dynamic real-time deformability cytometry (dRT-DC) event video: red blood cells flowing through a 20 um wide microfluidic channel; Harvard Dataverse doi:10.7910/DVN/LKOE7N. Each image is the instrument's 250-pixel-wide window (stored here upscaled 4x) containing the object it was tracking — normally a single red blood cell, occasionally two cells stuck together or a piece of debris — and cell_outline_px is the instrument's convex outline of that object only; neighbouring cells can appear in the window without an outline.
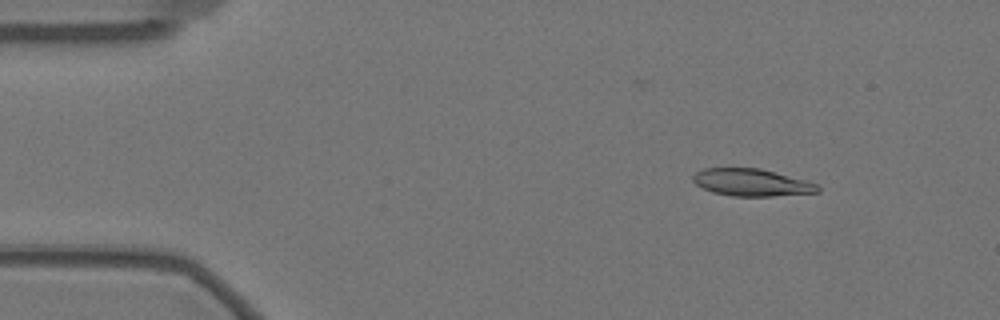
{"species": "Egyptian fruit bat (a non-hibernating species)", "species_latin": "Rousettus aegyptiacus", "temperature_condition": "warm", "stored_images_in_passage": 58, "camera_frame_rate_fps": 3000, "um_per_image_px": 0.085, "animal": {"sex": "female"}, "frame": {"image": 1, "passage_image": 7, "time_ms": 2.0, "image_size_px": [1000, 320], "cell_outline_px": [[820, 192], [772, 196], [732, 196], [712, 192], [696, 184], [692, 180], [692, 176], [696, 172], [704, 168], [760, 168], [804, 180], [816, 184], [820, 188]], "centroid_in_image_um": [63.86, 15.51], "position_along_channel_um": 21.1, "area_um2": 19.65}}
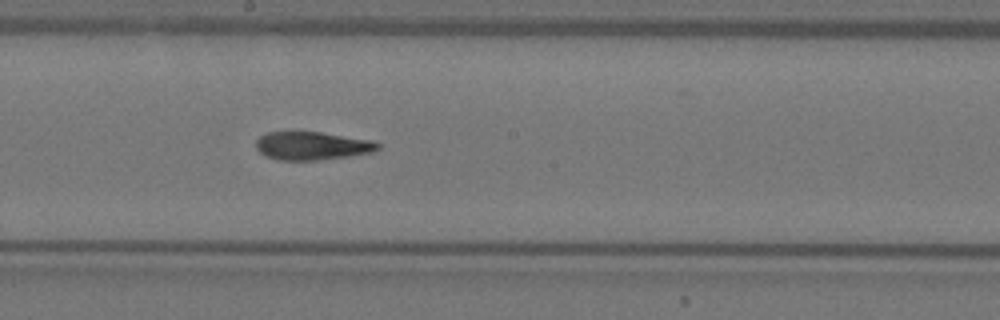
{"frame": {"image": 2, "passage_image": 31, "time_ms": 10.0, "image_size_px": [1000, 320], "cell_outline_px": [[380, 148], [372, 152], [348, 156], [316, 160], [276, 160], [264, 156], [256, 148], [256, 140], [260, 136], [268, 132], [320, 132], [372, 140], [380, 144]], "centroid_in_image_um": [26.5, 12.4], "position_along_channel_um": 221.7, "area_um2": 20.0}}
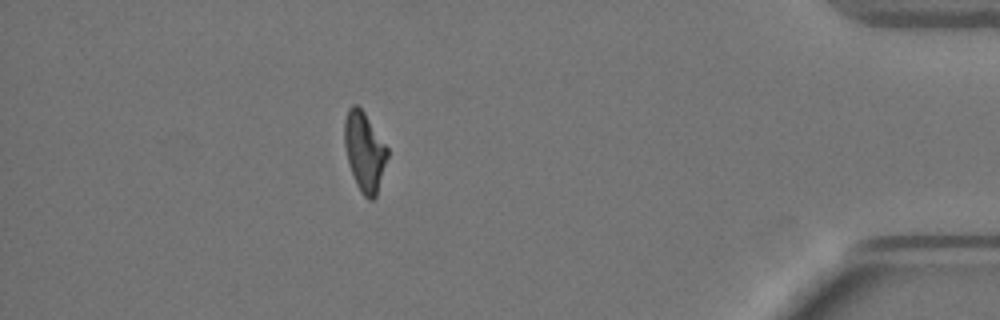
{"frame": {"image": 3, "passage_image": 51, "time_ms": 16.667, "image_size_px": [1000, 320], "cell_outline_px": [[388, 156], [376, 196], [372, 200], [368, 200], [360, 192], [356, 184], [348, 164], [344, 144], [344, 120], [348, 108], [352, 104], [356, 104], [364, 112], [388, 148]], "centroid_in_image_um": [30.96, 12.89], "position_along_channel_um": 404.2, "area_um2": 19.88}, "authors_computed_cell_mechanics": {"area_um2": 20.4034, "velocity_mm_per_s": 3.4651, "shape_relaxation_time_tau1_ms": 9.2737, "shape_relaxation_time_tau2_ms": 2.5382, "deformation_change_tau1": 0.2571, "deformation_change_tau2": 0.1047}}